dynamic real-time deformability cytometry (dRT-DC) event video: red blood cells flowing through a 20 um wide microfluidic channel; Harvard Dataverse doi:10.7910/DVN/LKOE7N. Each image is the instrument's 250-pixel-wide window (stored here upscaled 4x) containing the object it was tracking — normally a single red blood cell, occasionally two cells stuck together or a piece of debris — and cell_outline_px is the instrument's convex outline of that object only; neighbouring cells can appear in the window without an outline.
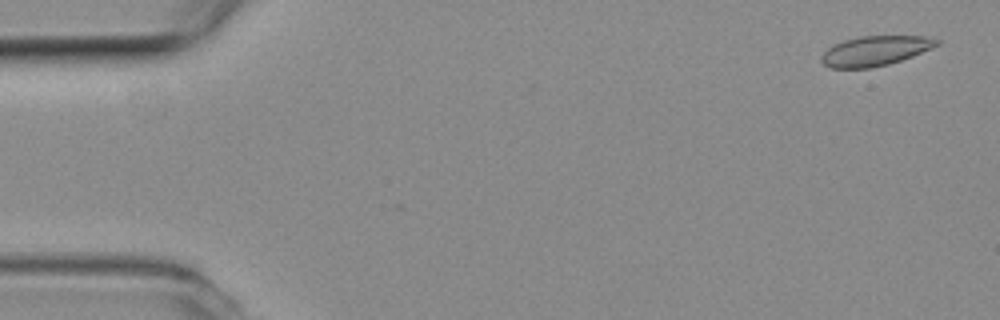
{"species": "common noctule bat (a hibernating species)", "species_latin": "Nyctalus noctula", "temperature_condition": "room temperature", "stored_images_in_passage": 2, "camera_frame_rate_fps": 3000, "um_per_image_px": 0.085, "animal": {"sex": "female", "body_mass_g": 19.3, "forearm_length_mm": 54.1}, "frame": {"image": 1, "passage_image": 2, "time_ms": 0.333, "image_size_px": [1000, 320], "cell_outline_px": [[940, 44], [932, 48], [912, 56], [888, 64], [868, 68], [832, 68], [824, 64], [820, 60], [820, 56], [832, 44], [844, 40], [860, 36], [924, 36], [940, 40]], "centroid_in_image_um": [74.37, 4.31], "position_along_channel_um": 10.6, "area_um2": 20.0}}